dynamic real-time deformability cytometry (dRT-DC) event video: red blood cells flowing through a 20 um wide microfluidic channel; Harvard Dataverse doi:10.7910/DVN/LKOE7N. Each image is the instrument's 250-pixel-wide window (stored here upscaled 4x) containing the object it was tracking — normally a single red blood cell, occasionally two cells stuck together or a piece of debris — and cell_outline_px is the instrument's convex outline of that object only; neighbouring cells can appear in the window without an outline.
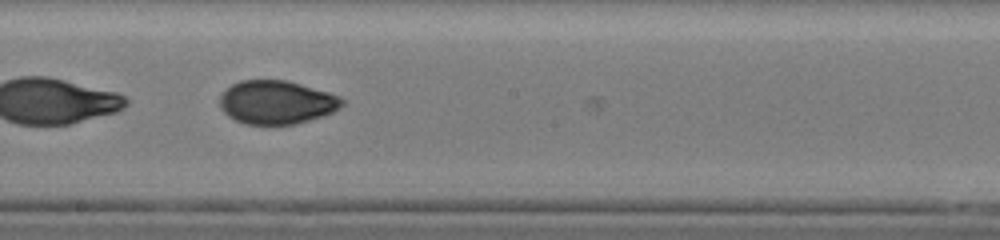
{"species": "human", "species_latin": "Homo sapiens", "temperature_condition": "cold", "stored_images_in_passage": 37, "camera_frame_rate_fps": 3000, "um_per_image_px": 0.085, "donor": {"sex": "male"}, "frame": {"image": 1, "passage_image": 16, "time_ms": 5.0, "image_size_px": [1000, 240], "cell_outline_px": [[344, 104], [340, 108], [324, 116], [296, 124], [244, 124], [228, 116], [220, 108], [220, 96], [232, 84], [240, 80], [288, 80], [328, 92], [340, 96], [344, 100]], "centroid_in_image_um": [23.53, 8.69], "position_along_channel_um": 224.7, "area_um2": 31.1}, "authors_computed_cell_mechanics": {"area_um2": 31.3276, "velocity_mm_per_s": 3.8991, "shape_relaxation_time_tau1_ms": 5.5222, "shape_relaxation_time_tau2_ms": 1.5762, "deformation_change_tau1": 0.1753, "deformation_change_tau2": 0.0479}}